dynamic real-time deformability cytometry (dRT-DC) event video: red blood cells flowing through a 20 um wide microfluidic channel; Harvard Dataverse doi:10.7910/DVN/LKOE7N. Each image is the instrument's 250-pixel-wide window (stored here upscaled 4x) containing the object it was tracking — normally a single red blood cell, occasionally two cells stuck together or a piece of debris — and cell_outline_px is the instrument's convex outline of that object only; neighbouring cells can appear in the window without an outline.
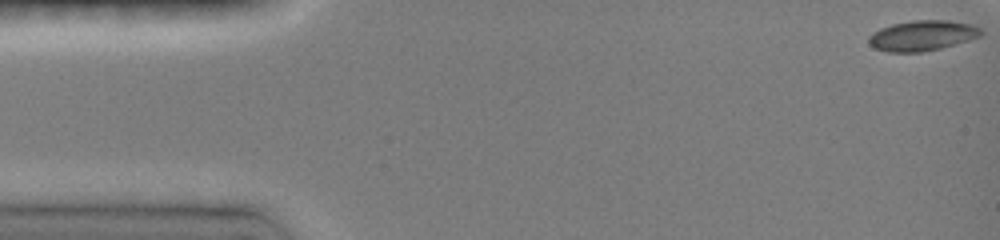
{"species": "common noctule bat (a hibernating species)", "species_latin": "Nyctalus noctula", "temperature_condition": "room temperature", "stored_images_in_passage": 33, "camera_frame_rate_fps": 3000, "um_per_image_px": 0.085, "animal": {"sex": "female", "body_mass_g": 19.0, "forearm_length_mm": 51.5}, "frame": {"image": 1, "passage_image": 1, "time_ms": 0.0, "image_size_px": [1000, 240], "cell_outline_px": [[984, 32], [980, 36], [968, 40], [940, 48], [920, 52], [888, 52], [876, 48], [868, 44], [868, 36], [872, 32], [880, 28], [892, 24], [912, 20], [948, 20], [972, 24], [980, 28]], "centroid_in_image_um": [78.38, 3.01], "position_along_channel_um": 6.6, "area_um2": 19.88}}
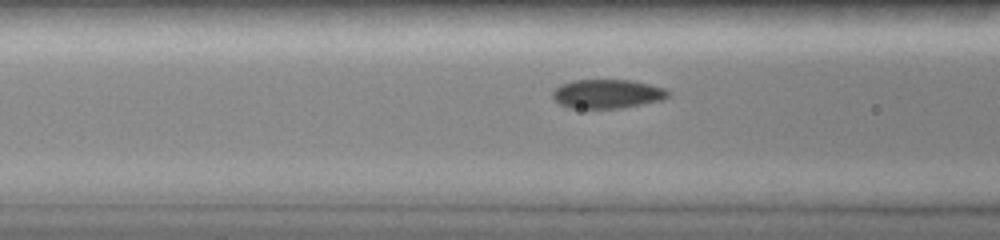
{"frame": {"image": 2, "passage_image": 23, "time_ms": 5.667, "image_size_px": [1000, 240], "cell_outline_px": [[672, 96], [660, 100], [620, 108], [568, 108], [560, 104], [552, 96], [552, 92], [560, 84], [572, 80], [632, 80], [664, 88], [672, 92]], "centroid_in_image_um": [51.62, 7.97], "position_along_channel_um": 115.0, "area_um2": 19.54}}